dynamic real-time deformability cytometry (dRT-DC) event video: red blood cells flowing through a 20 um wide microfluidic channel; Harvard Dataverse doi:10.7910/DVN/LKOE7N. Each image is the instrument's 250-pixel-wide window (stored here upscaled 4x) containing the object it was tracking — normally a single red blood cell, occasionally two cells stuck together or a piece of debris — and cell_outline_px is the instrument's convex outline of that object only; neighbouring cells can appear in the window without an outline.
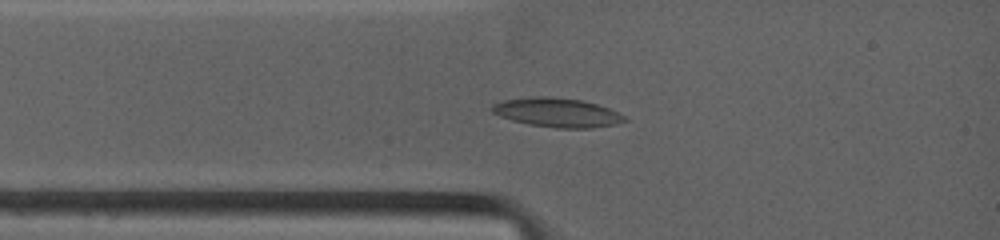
{"species": "common noctule bat (a hibernating species)", "species_latin": "Nyctalus noctula", "temperature_condition": "warm", "stored_images_in_passage": 48, "camera_frame_rate_fps": 4500, "um_per_image_px": 0.085, "animal": {"sex": "female", "body_mass_g": 19.0, "forearm_length_mm": 53.3}, "frame": {"image": 1, "passage_image": 7, "time_ms": 1.778, "image_size_px": [1000, 240], "cell_outline_px": [[628, 120], [616, 124], [592, 128], [556, 128], [528, 124], [512, 120], [500, 116], [492, 112], [488, 108], [492, 104], [504, 100], [536, 96], [552, 96], [580, 100], [596, 104], [608, 108], [624, 116]], "centroid_in_image_um": [47.32, 9.56], "position_along_channel_um": 37.7, "area_um2": 22.48}}
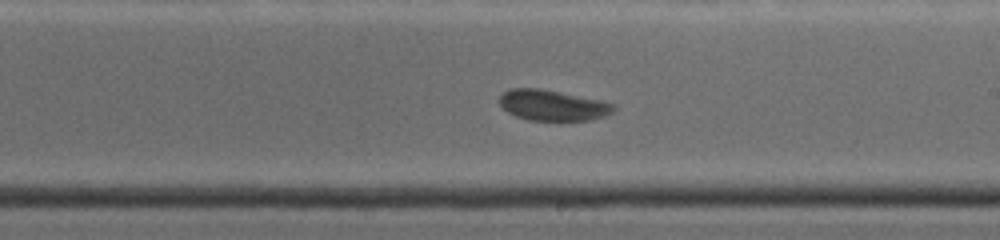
{"frame": {"image": 2, "passage_image": 25, "time_ms": 7.111, "image_size_px": [1000, 240], "cell_outline_px": [[616, 108], [612, 112], [604, 116], [588, 120], [528, 120], [516, 116], [508, 112], [500, 104], [500, 96], [504, 92], [512, 88], [536, 88], [560, 92], [600, 100], [616, 104]], "centroid_in_image_um": [46.99, 8.95], "position_along_channel_um": 242.0, "area_um2": 20.17}}
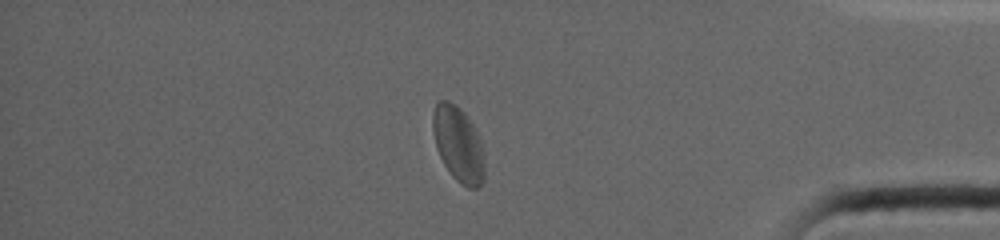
{"frame": {"image": 3, "passage_image": 42, "time_ms": 12.0, "image_size_px": [1000, 240], "cell_outline_px": [[484, 180], [476, 188], [468, 188], [460, 184], [452, 176], [444, 164], [436, 148], [432, 128], [432, 112], [436, 104], [440, 100], [448, 100], [456, 104], [468, 116], [476, 128], [484, 148]], "centroid_in_image_um": [38.97, 12.23], "position_along_channel_um": 396.2, "area_um2": 23.18}, "authors_computed_cell_mechanics": {"area_um2": 21.097, "velocity_mm_per_s": 3.8552, "shape_relaxation_time_tau1_ms": 8.7898, "shape_relaxation_time_tau2_ms": 1.5271, "deformation_change_tau1": 0.1188, "deformation_change_tau2": 0.0475}}